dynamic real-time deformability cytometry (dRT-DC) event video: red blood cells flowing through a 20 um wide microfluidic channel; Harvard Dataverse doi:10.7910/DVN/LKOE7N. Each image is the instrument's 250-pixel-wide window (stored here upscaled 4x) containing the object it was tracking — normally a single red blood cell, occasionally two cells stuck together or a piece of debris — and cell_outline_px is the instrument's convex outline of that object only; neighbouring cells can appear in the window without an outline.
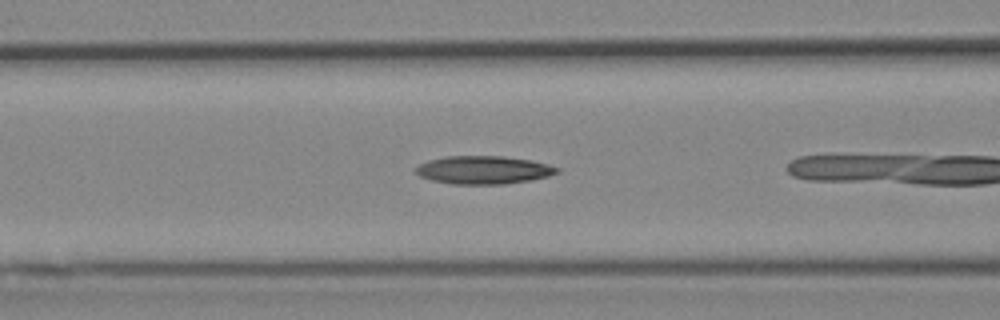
{"species": "Egyptian fruit bat (a non-hibernating species)", "species_latin": "Rousettus aegyptiacus", "temperature_condition": "cold", "stored_images_in_passage": 6, "camera_frame_rate_fps": 3000, "um_per_image_px": 0.085, "animal": {"sex": "female"}, "frame": {"image": 1, "passage_image": 5, "time_ms": 1.333, "image_size_px": [1000, 320], "cell_outline_px": [[560, 172], [548, 176], [532, 180], [504, 184], [452, 184], [432, 180], [420, 176], [412, 168], [428, 160], [444, 156], [504, 156], [532, 160], [548, 164], [560, 168]], "centroid_in_image_um": [41.11, 14.44], "position_along_channel_um": 125.5, "area_um2": 23.35}}